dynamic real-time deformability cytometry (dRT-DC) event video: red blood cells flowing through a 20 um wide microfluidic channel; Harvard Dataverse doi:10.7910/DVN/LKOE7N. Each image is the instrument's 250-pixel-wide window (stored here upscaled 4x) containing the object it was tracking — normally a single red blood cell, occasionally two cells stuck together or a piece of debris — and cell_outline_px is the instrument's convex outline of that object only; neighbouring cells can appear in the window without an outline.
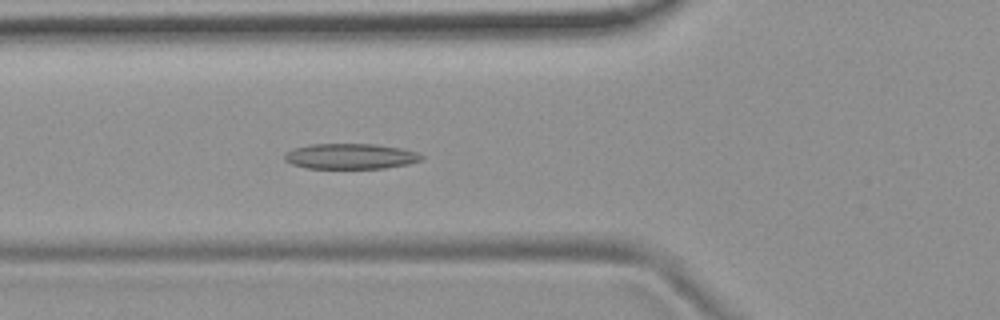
{"species": "common noctule bat (a hibernating species)", "species_latin": "Nyctalus noctula", "temperature_condition": "room temperature", "stored_images_in_passage": 39, "camera_frame_rate_fps": 3000, "um_per_image_px": 0.085, "animal": {"sex": "female", "body_mass_g": 19.9}, "frame": {"image": 1, "passage_image": 4, "time_ms": 1.0, "image_size_px": [1000, 320], "cell_outline_px": [[424, 160], [408, 164], [384, 168], [304, 168], [292, 164], [284, 160], [284, 152], [292, 148], [312, 144], [376, 144], [400, 148], [416, 152], [424, 156]], "centroid_in_image_um": [29.77, 13.28], "position_along_channel_um": 96.0, "area_um2": 20.46}}
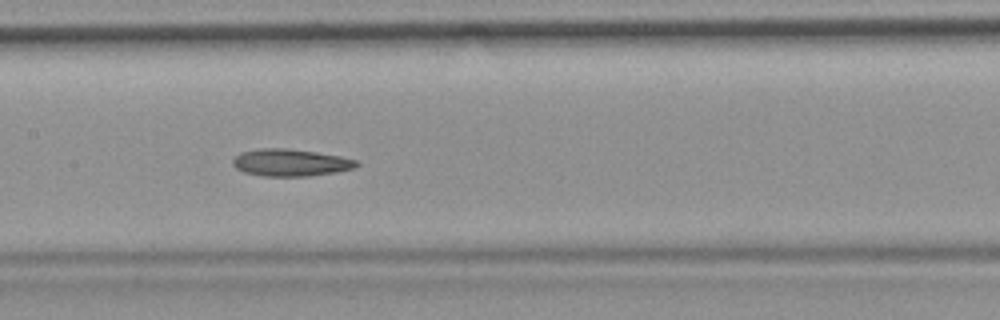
{"frame": {"image": 2, "passage_image": 11, "time_ms": 3.333, "image_size_px": [1000, 320], "cell_outline_px": [[360, 164], [356, 168], [336, 172], [308, 176], [264, 176], [244, 172], [236, 168], [232, 164], [232, 160], [240, 152], [260, 148], [288, 148], [316, 152], [340, 156], [356, 160]], "centroid_in_image_um": [24.7, 13.82], "position_along_channel_um": 182.7, "area_um2": 19.65}}
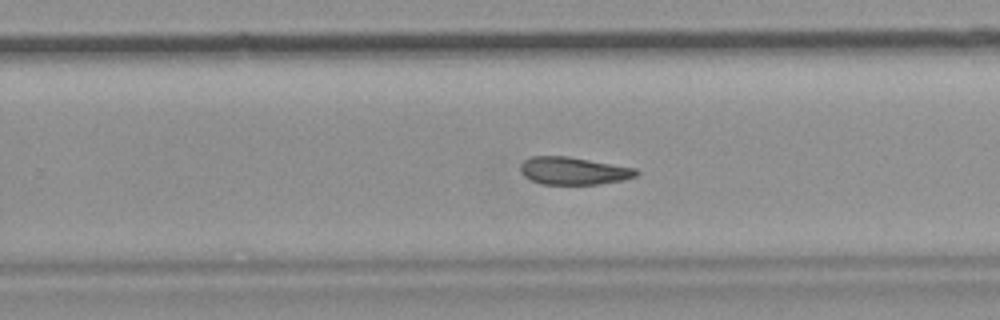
{"frame": {"image": 3, "passage_image": 19, "time_ms": 6.0, "image_size_px": [1000, 320], "cell_outline_px": [[640, 172], [636, 176], [624, 180], [600, 184], [540, 184], [524, 176], [520, 172], [520, 164], [524, 160], [532, 156], [568, 156], [636, 168]], "centroid_in_image_um": [48.75, 14.52], "position_along_channel_um": 281.0, "area_um2": 18.73}, "authors_computed_cell_mechanics": {"area_um2": 19.652, "velocity_mm_per_s": 3.704, "shape_relaxation_time_tau1_ms": null, "shape_relaxation_time_tau2_ms": 6.1815, "deformation_change_tau1": null, "deformation_change_tau2": 0.1366}}